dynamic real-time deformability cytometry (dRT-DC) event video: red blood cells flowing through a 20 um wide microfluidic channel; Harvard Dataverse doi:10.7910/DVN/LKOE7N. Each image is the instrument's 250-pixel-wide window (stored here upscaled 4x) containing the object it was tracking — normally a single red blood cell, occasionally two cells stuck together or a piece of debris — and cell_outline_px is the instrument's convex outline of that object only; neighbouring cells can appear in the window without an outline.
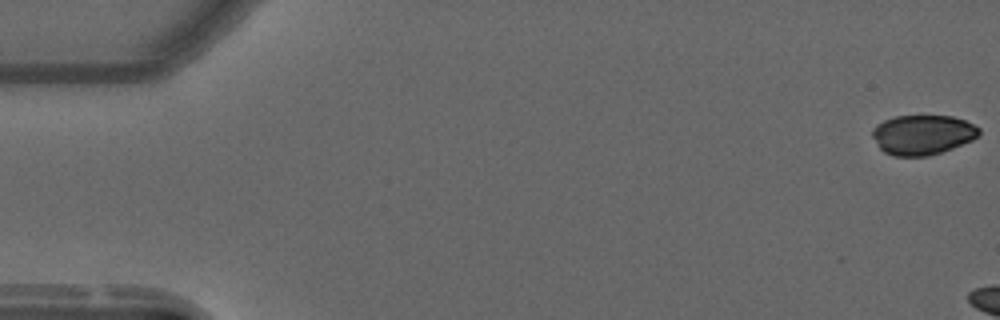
{"species": "common noctule bat (a hibernating species)", "species_latin": "Nyctalus noctula", "temperature_condition": "warm", "stored_images_in_passage": 5, "camera_frame_rate_fps": 3000, "um_per_image_px": 0.085, "animal": {"sex": "male", "forearm_length_mm": 52.5}, "frame": {"image": 1, "passage_image": 1, "time_ms": 0.0, "image_size_px": [1000, 320], "cell_outline_px": [[980, 136], [972, 140], [952, 148], [928, 156], [892, 156], [884, 152], [880, 148], [872, 136], [872, 128], [876, 124], [884, 120], [896, 116], [952, 116], [964, 120], [980, 128]], "centroid_in_image_um": [78.41, 11.45], "position_along_channel_um": 6.6, "area_um2": 24.74}}